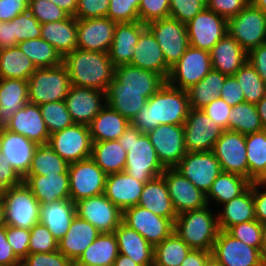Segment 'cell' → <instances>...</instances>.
<instances>
[{
    "label": "cell",
    "instance_id": "70",
    "mask_svg": "<svg viewBox=\"0 0 266 266\" xmlns=\"http://www.w3.org/2000/svg\"><path fill=\"white\" fill-rule=\"evenodd\" d=\"M18 45L16 37H13L12 20L0 23V49L15 47Z\"/></svg>",
    "mask_w": 266,
    "mask_h": 266
},
{
    "label": "cell",
    "instance_id": "45",
    "mask_svg": "<svg viewBox=\"0 0 266 266\" xmlns=\"http://www.w3.org/2000/svg\"><path fill=\"white\" fill-rule=\"evenodd\" d=\"M69 163L62 159L49 145H38L27 175L68 174Z\"/></svg>",
    "mask_w": 266,
    "mask_h": 266
},
{
    "label": "cell",
    "instance_id": "30",
    "mask_svg": "<svg viewBox=\"0 0 266 266\" xmlns=\"http://www.w3.org/2000/svg\"><path fill=\"white\" fill-rule=\"evenodd\" d=\"M23 182L31 189L40 204L70 199L68 174L26 175Z\"/></svg>",
    "mask_w": 266,
    "mask_h": 266
},
{
    "label": "cell",
    "instance_id": "12",
    "mask_svg": "<svg viewBox=\"0 0 266 266\" xmlns=\"http://www.w3.org/2000/svg\"><path fill=\"white\" fill-rule=\"evenodd\" d=\"M184 126L187 152L212 151L224 129L206 115L202 109L190 108Z\"/></svg>",
    "mask_w": 266,
    "mask_h": 266
},
{
    "label": "cell",
    "instance_id": "32",
    "mask_svg": "<svg viewBox=\"0 0 266 266\" xmlns=\"http://www.w3.org/2000/svg\"><path fill=\"white\" fill-rule=\"evenodd\" d=\"M212 68L226 75H234L247 61V52L229 33L211 49Z\"/></svg>",
    "mask_w": 266,
    "mask_h": 266
},
{
    "label": "cell",
    "instance_id": "47",
    "mask_svg": "<svg viewBox=\"0 0 266 266\" xmlns=\"http://www.w3.org/2000/svg\"><path fill=\"white\" fill-rule=\"evenodd\" d=\"M17 46L36 68H52L62 64L61 55L41 37L19 42Z\"/></svg>",
    "mask_w": 266,
    "mask_h": 266
},
{
    "label": "cell",
    "instance_id": "35",
    "mask_svg": "<svg viewBox=\"0 0 266 266\" xmlns=\"http://www.w3.org/2000/svg\"><path fill=\"white\" fill-rule=\"evenodd\" d=\"M40 37L63 58L77 48V19L69 16L65 20L41 24Z\"/></svg>",
    "mask_w": 266,
    "mask_h": 266
},
{
    "label": "cell",
    "instance_id": "74",
    "mask_svg": "<svg viewBox=\"0 0 266 266\" xmlns=\"http://www.w3.org/2000/svg\"><path fill=\"white\" fill-rule=\"evenodd\" d=\"M113 266H139L126 255L118 254Z\"/></svg>",
    "mask_w": 266,
    "mask_h": 266
},
{
    "label": "cell",
    "instance_id": "21",
    "mask_svg": "<svg viewBox=\"0 0 266 266\" xmlns=\"http://www.w3.org/2000/svg\"><path fill=\"white\" fill-rule=\"evenodd\" d=\"M176 214L198 210L208 205L206 194L200 191L175 168H166L162 173Z\"/></svg>",
    "mask_w": 266,
    "mask_h": 266
},
{
    "label": "cell",
    "instance_id": "42",
    "mask_svg": "<svg viewBox=\"0 0 266 266\" xmlns=\"http://www.w3.org/2000/svg\"><path fill=\"white\" fill-rule=\"evenodd\" d=\"M228 75L212 69L200 82L188 90L190 108L203 109L220 96V91Z\"/></svg>",
    "mask_w": 266,
    "mask_h": 266
},
{
    "label": "cell",
    "instance_id": "58",
    "mask_svg": "<svg viewBox=\"0 0 266 266\" xmlns=\"http://www.w3.org/2000/svg\"><path fill=\"white\" fill-rule=\"evenodd\" d=\"M206 8V0H170V16L182 23H188Z\"/></svg>",
    "mask_w": 266,
    "mask_h": 266
},
{
    "label": "cell",
    "instance_id": "27",
    "mask_svg": "<svg viewBox=\"0 0 266 266\" xmlns=\"http://www.w3.org/2000/svg\"><path fill=\"white\" fill-rule=\"evenodd\" d=\"M144 184L125 171L108 174L104 195L123 212L126 208L138 204Z\"/></svg>",
    "mask_w": 266,
    "mask_h": 266
},
{
    "label": "cell",
    "instance_id": "34",
    "mask_svg": "<svg viewBox=\"0 0 266 266\" xmlns=\"http://www.w3.org/2000/svg\"><path fill=\"white\" fill-rule=\"evenodd\" d=\"M137 205L144 207L155 215L169 218L173 223L177 217L162 175L144 184Z\"/></svg>",
    "mask_w": 266,
    "mask_h": 266
},
{
    "label": "cell",
    "instance_id": "4",
    "mask_svg": "<svg viewBox=\"0 0 266 266\" xmlns=\"http://www.w3.org/2000/svg\"><path fill=\"white\" fill-rule=\"evenodd\" d=\"M174 232L191 248L212 252L219 232L217 214L211 207L189 210L177 215Z\"/></svg>",
    "mask_w": 266,
    "mask_h": 266
},
{
    "label": "cell",
    "instance_id": "61",
    "mask_svg": "<svg viewBox=\"0 0 266 266\" xmlns=\"http://www.w3.org/2000/svg\"><path fill=\"white\" fill-rule=\"evenodd\" d=\"M110 0H77L76 19L107 16Z\"/></svg>",
    "mask_w": 266,
    "mask_h": 266
},
{
    "label": "cell",
    "instance_id": "25",
    "mask_svg": "<svg viewBox=\"0 0 266 266\" xmlns=\"http://www.w3.org/2000/svg\"><path fill=\"white\" fill-rule=\"evenodd\" d=\"M38 145L26 137L0 128V150L13 169L23 179L31 166L35 149Z\"/></svg>",
    "mask_w": 266,
    "mask_h": 266
},
{
    "label": "cell",
    "instance_id": "64",
    "mask_svg": "<svg viewBox=\"0 0 266 266\" xmlns=\"http://www.w3.org/2000/svg\"><path fill=\"white\" fill-rule=\"evenodd\" d=\"M219 97L222 98L231 107L245 102L243 90L233 75L226 77Z\"/></svg>",
    "mask_w": 266,
    "mask_h": 266
},
{
    "label": "cell",
    "instance_id": "50",
    "mask_svg": "<svg viewBox=\"0 0 266 266\" xmlns=\"http://www.w3.org/2000/svg\"><path fill=\"white\" fill-rule=\"evenodd\" d=\"M233 76L243 90L245 102L256 105L266 95V83L248 60Z\"/></svg>",
    "mask_w": 266,
    "mask_h": 266
},
{
    "label": "cell",
    "instance_id": "26",
    "mask_svg": "<svg viewBox=\"0 0 266 266\" xmlns=\"http://www.w3.org/2000/svg\"><path fill=\"white\" fill-rule=\"evenodd\" d=\"M129 65L157 73L167 80L171 68L167 65L162 49L148 27L140 33Z\"/></svg>",
    "mask_w": 266,
    "mask_h": 266
},
{
    "label": "cell",
    "instance_id": "11",
    "mask_svg": "<svg viewBox=\"0 0 266 266\" xmlns=\"http://www.w3.org/2000/svg\"><path fill=\"white\" fill-rule=\"evenodd\" d=\"M48 143L69 164L91 157L93 142L87 125L73 123L51 134Z\"/></svg>",
    "mask_w": 266,
    "mask_h": 266
},
{
    "label": "cell",
    "instance_id": "66",
    "mask_svg": "<svg viewBox=\"0 0 266 266\" xmlns=\"http://www.w3.org/2000/svg\"><path fill=\"white\" fill-rule=\"evenodd\" d=\"M29 0H0V20L11 21L28 10Z\"/></svg>",
    "mask_w": 266,
    "mask_h": 266
},
{
    "label": "cell",
    "instance_id": "59",
    "mask_svg": "<svg viewBox=\"0 0 266 266\" xmlns=\"http://www.w3.org/2000/svg\"><path fill=\"white\" fill-rule=\"evenodd\" d=\"M8 244L16 257L22 261L29 254L30 230L5 225Z\"/></svg>",
    "mask_w": 266,
    "mask_h": 266
},
{
    "label": "cell",
    "instance_id": "14",
    "mask_svg": "<svg viewBox=\"0 0 266 266\" xmlns=\"http://www.w3.org/2000/svg\"><path fill=\"white\" fill-rule=\"evenodd\" d=\"M174 168L205 194L222 172L220 162L212 151L187 152Z\"/></svg>",
    "mask_w": 266,
    "mask_h": 266
},
{
    "label": "cell",
    "instance_id": "76",
    "mask_svg": "<svg viewBox=\"0 0 266 266\" xmlns=\"http://www.w3.org/2000/svg\"><path fill=\"white\" fill-rule=\"evenodd\" d=\"M251 3L266 14V0H250Z\"/></svg>",
    "mask_w": 266,
    "mask_h": 266
},
{
    "label": "cell",
    "instance_id": "75",
    "mask_svg": "<svg viewBox=\"0 0 266 266\" xmlns=\"http://www.w3.org/2000/svg\"><path fill=\"white\" fill-rule=\"evenodd\" d=\"M261 256L264 265H266V223L263 224V240H262V247H261Z\"/></svg>",
    "mask_w": 266,
    "mask_h": 266
},
{
    "label": "cell",
    "instance_id": "39",
    "mask_svg": "<svg viewBox=\"0 0 266 266\" xmlns=\"http://www.w3.org/2000/svg\"><path fill=\"white\" fill-rule=\"evenodd\" d=\"M118 254L115 234L101 233L83 252L74 266H113Z\"/></svg>",
    "mask_w": 266,
    "mask_h": 266
},
{
    "label": "cell",
    "instance_id": "71",
    "mask_svg": "<svg viewBox=\"0 0 266 266\" xmlns=\"http://www.w3.org/2000/svg\"><path fill=\"white\" fill-rule=\"evenodd\" d=\"M212 252L202 249H191L180 266H204Z\"/></svg>",
    "mask_w": 266,
    "mask_h": 266
},
{
    "label": "cell",
    "instance_id": "52",
    "mask_svg": "<svg viewBox=\"0 0 266 266\" xmlns=\"http://www.w3.org/2000/svg\"><path fill=\"white\" fill-rule=\"evenodd\" d=\"M227 232L234 238L246 245L257 248L261 251L263 240V224L258 220L236 224L230 227Z\"/></svg>",
    "mask_w": 266,
    "mask_h": 266
},
{
    "label": "cell",
    "instance_id": "67",
    "mask_svg": "<svg viewBox=\"0 0 266 266\" xmlns=\"http://www.w3.org/2000/svg\"><path fill=\"white\" fill-rule=\"evenodd\" d=\"M247 60L266 83V43L252 48L247 53Z\"/></svg>",
    "mask_w": 266,
    "mask_h": 266
},
{
    "label": "cell",
    "instance_id": "1",
    "mask_svg": "<svg viewBox=\"0 0 266 266\" xmlns=\"http://www.w3.org/2000/svg\"><path fill=\"white\" fill-rule=\"evenodd\" d=\"M190 111L187 90L175 88L167 82L148 100L131 120L142 133L158 125H183Z\"/></svg>",
    "mask_w": 266,
    "mask_h": 266
},
{
    "label": "cell",
    "instance_id": "40",
    "mask_svg": "<svg viewBox=\"0 0 266 266\" xmlns=\"http://www.w3.org/2000/svg\"><path fill=\"white\" fill-rule=\"evenodd\" d=\"M251 181L237 174L221 172L214 180L211 188L206 194L208 205H223L244 193L251 185Z\"/></svg>",
    "mask_w": 266,
    "mask_h": 266
},
{
    "label": "cell",
    "instance_id": "15",
    "mask_svg": "<svg viewBox=\"0 0 266 266\" xmlns=\"http://www.w3.org/2000/svg\"><path fill=\"white\" fill-rule=\"evenodd\" d=\"M76 215L88 221L100 233H113L123 219V212L104 194L75 203Z\"/></svg>",
    "mask_w": 266,
    "mask_h": 266
},
{
    "label": "cell",
    "instance_id": "3",
    "mask_svg": "<svg viewBox=\"0 0 266 266\" xmlns=\"http://www.w3.org/2000/svg\"><path fill=\"white\" fill-rule=\"evenodd\" d=\"M118 141L127 152L124 171L129 176L146 183L162 175L166 168L159 161L147 133L129 124Z\"/></svg>",
    "mask_w": 266,
    "mask_h": 266
},
{
    "label": "cell",
    "instance_id": "22",
    "mask_svg": "<svg viewBox=\"0 0 266 266\" xmlns=\"http://www.w3.org/2000/svg\"><path fill=\"white\" fill-rule=\"evenodd\" d=\"M64 101L72 121L88 126L106 105V92L72 85Z\"/></svg>",
    "mask_w": 266,
    "mask_h": 266
},
{
    "label": "cell",
    "instance_id": "56",
    "mask_svg": "<svg viewBox=\"0 0 266 266\" xmlns=\"http://www.w3.org/2000/svg\"><path fill=\"white\" fill-rule=\"evenodd\" d=\"M140 2L141 0H110L107 17L116 23L139 21Z\"/></svg>",
    "mask_w": 266,
    "mask_h": 266
},
{
    "label": "cell",
    "instance_id": "54",
    "mask_svg": "<svg viewBox=\"0 0 266 266\" xmlns=\"http://www.w3.org/2000/svg\"><path fill=\"white\" fill-rule=\"evenodd\" d=\"M28 11L40 24L65 20L70 16L50 0H29Z\"/></svg>",
    "mask_w": 266,
    "mask_h": 266
},
{
    "label": "cell",
    "instance_id": "33",
    "mask_svg": "<svg viewBox=\"0 0 266 266\" xmlns=\"http://www.w3.org/2000/svg\"><path fill=\"white\" fill-rule=\"evenodd\" d=\"M75 216L76 206L71 199L40 204L39 222L46 226L58 242L68 232Z\"/></svg>",
    "mask_w": 266,
    "mask_h": 266
},
{
    "label": "cell",
    "instance_id": "55",
    "mask_svg": "<svg viewBox=\"0 0 266 266\" xmlns=\"http://www.w3.org/2000/svg\"><path fill=\"white\" fill-rule=\"evenodd\" d=\"M58 243L42 223L38 222L30 229L29 254L57 251Z\"/></svg>",
    "mask_w": 266,
    "mask_h": 266
},
{
    "label": "cell",
    "instance_id": "44",
    "mask_svg": "<svg viewBox=\"0 0 266 266\" xmlns=\"http://www.w3.org/2000/svg\"><path fill=\"white\" fill-rule=\"evenodd\" d=\"M248 179L258 182L266 173V129L245 135Z\"/></svg>",
    "mask_w": 266,
    "mask_h": 266
},
{
    "label": "cell",
    "instance_id": "17",
    "mask_svg": "<svg viewBox=\"0 0 266 266\" xmlns=\"http://www.w3.org/2000/svg\"><path fill=\"white\" fill-rule=\"evenodd\" d=\"M122 221L153 246L161 243L174 231V223L169 218L155 215L139 205L126 208Z\"/></svg>",
    "mask_w": 266,
    "mask_h": 266
},
{
    "label": "cell",
    "instance_id": "63",
    "mask_svg": "<svg viewBox=\"0 0 266 266\" xmlns=\"http://www.w3.org/2000/svg\"><path fill=\"white\" fill-rule=\"evenodd\" d=\"M202 111L224 130H228V118L231 106L228 105L222 98L217 97L205 106Z\"/></svg>",
    "mask_w": 266,
    "mask_h": 266
},
{
    "label": "cell",
    "instance_id": "24",
    "mask_svg": "<svg viewBox=\"0 0 266 266\" xmlns=\"http://www.w3.org/2000/svg\"><path fill=\"white\" fill-rule=\"evenodd\" d=\"M3 127L26 137L37 145L49 142L50 134L43 120L40 106L37 104L26 103Z\"/></svg>",
    "mask_w": 266,
    "mask_h": 266
},
{
    "label": "cell",
    "instance_id": "48",
    "mask_svg": "<svg viewBox=\"0 0 266 266\" xmlns=\"http://www.w3.org/2000/svg\"><path fill=\"white\" fill-rule=\"evenodd\" d=\"M263 129L264 128L255 104L242 102L231 107L228 118L229 131L248 135L254 132L262 131Z\"/></svg>",
    "mask_w": 266,
    "mask_h": 266
},
{
    "label": "cell",
    "instance_id": "38",
    "mask_svg": "<svg viewBox=\"0 0 266 266\" xmlns=\"http://www.w3.org/2000/svg\"><path fill=\"white\" fill-rule=\"evenodd\" d=\"M221 206L217 213L219 230L227 231L236 224L256 220L252 183L244 193Z\"/></svg>",
    "mask_w": 266,
    "mask_h": 266
},
{
    "label": "cell",
    "instance_id": "5",
    "mask_svg": "<svg viewBox=\"0 0 266 266\" xmlns=\"http://www.w3.org/2000/svg\"><path fill=\"white\" fill-rule=\"evenodd\" d=\"M27 81L28 102L37 105L64 101L72 86L63 64L52 68H37Z\"/></svg>",
    "mask_w": 266,
    "mask_h": 266
},
{
    "label": "cell",
    "instance_id": "53",
    "mask_svg": "<svg viewBox=\"0 0 266 266\" xmlns=\"http://www.w3.org/2000/svg\"><path fill=\"white\" fill-rule=\"evenodd\" d=\"M12 31L13 37H16L18 43L36 39L41 36V24L27 10L12 19Z\"/></svg>",
    "mask_w": 266,
    "mask_h": 266
},
{
    "label": "cell",
    "instance_id": "43",
    "mask_svg": "<svg viewBox=\"0 0 266 266\" xmlns=\"http://www.w3.org/2000/svg\"><path fill=\"white\" fill-rule=\"evenodd\" d=\"M36 69L18 46L0 49V79L28 80Z\"/></svg>",
    "mask_w": 266,
    "mask_h": 266
},
{
    "label": "cell",
    "instance_id": "18",
    "mask_svg": "<svg viewBox=\"0 0 266 266\" xmlns=\"http://www.w3.org/2000/svg\"><path fill=\"white\" fill-rule=\"evenodd\" d=\"M212 152L220 162L222 172L237 174L248 179L245 135L224 130L214 144Z\"/></svg>",
    "mask_w": 266,
    "mask_h": 266
},
{
    "label": "cell",
    "instance_id": "73",
    "mask_svg": "<svg viewBox=\"0 0 266 266\" xmlns=\"http://www.w3.org/2000/svg\"><path fill=\"white\" fill-rule=\"evenodd\" d=\"M256 108L260 116L263 128L266 129V95L258 101Z\"/></svg>",
    "mask_w": 266,
    "mask_h": 266
},
{
    "label": "cell",
    "instance_id": "16",
    "mask_svg": "<svg viewBox=\"0 0 266 266\" xmlns=\"http://www.w3.org/2000/svg\"><path fill=\"white\" fill-rule=\"evenodd\" d=\"M147 135L165 168H174L187 153L183 125H158Z\"/></svg>",
    "mask_w": 266,
    "mask_h": 266
},
{
    "label": "cell",
    "instance_id": "28",
    "mask_svg": "<svg viewBox=\"0 0 266 266\" xmlns=\"http://www.w3.org/2000/svg\"><path fill=\"white\" fill-rule=\"evenodd\" d=\"M101 233L85 219L76 215L68 232L58 243V250L73 263Z\"/></svg>",
    "mask_w": 266,
    "mask_h": 266
},
{
    "label": "cell",
    "instance_id": "2",
    "mask_svg": "<svg viewBox=\"0 0 266 266\" xmlns=\"http://www.w3.org/2000/svg\"><path fill=\"white\" fill-rule=\"evenodd\" d=\"M71 85L89 87L106 92L114 78L115 66L108 53L76 48L63 57Z\"/></svg>",
    "mask_w": 266,
    "mask_h": 266
},
{
    "label": "cell",
    "instance_id": "31",
    "mask_svg": "<svg viewBox=\"0 0 266 266\" xmlns=\"http://www.w3.org/2000/svg\"><path fill=\"white\" fill-rule=\"evenodd\" d=\"M117 239L118 252L131 258L139 266H153L154 246L123 221L113 232Z\"/></svg>",
    "mask_w": 266,
    "mask_h": 266
},
{
    "label": "cell",
    "instance_id": "78",
    "mask_svg": "<svg viewBox=\"0 0 266 266\" xmlns=\"http://www.w3.org/2000/svg\"><path fill=\"white\" fill-rule=\"evenodd\" d=\"M5 213H4V204L2 197L0 195V228L5 226Z\"/></svg>",
    "mask_w": 266,
    "mask_h": 266
},
{
    "label": "cell",
    "instance_id": "51",
    "mask_svg": "<svg viewBox=\"0 0 266 266\" xmlns=\"http://www.w3.org/2000/svg\"><path fill=\"white\" fill-rule=\"evenodd\" d=\"M39 106L46 128L50 135L54 132L65 129L74 123L69 111L67 110L65 101H54L44 103Z\"/></svg>",
    "mask_w": 266,
    "mask_h": 266
},
{
    "label": "cell",
    "instance_id": "65",
    "mask_svg": "<svg viewBox=\"0 0 266 266\" xmlns=\"http://www.w3.org/2000/svg\"><path fill=\"white\" fill-rule=\"evenodd\" d=\"M23 182V179L13 169L9 161L5 158L0 150V191L18 186Z\"/></svg>",
    "mask_w": 266,
    "mask_h": 266
},
{
    "label": "cell",
    "instance_id": "13",
    "mask_svg": "<svg viewBox=\"0 0 266 266\" xmlns=\"http://www.w3.org/2000/svg\"><path fill=\"white\" fill-rule=\"evenodd\" d=\"M189 46L210 52L228 33V20L205 8L187 24Z\"/></svg>",
    "mask_w": 266,
    "mask_h": 266
},
{
    "label": "cell",
    "instance_id": "23",
    "mask_svg": "<svg viewBox=\"0 0 266 266\" xmlns=\"http://www.w3.org/2000/svg\"><path fill=\"white\" fill-rule=\"evenodd\" d=\"M116 24L107 16L77 19V48L108 53Z\"/></svg>",
    "mask_w": 266,
    "mask_h": 266
},
{
    "label": "cell",
    "instance_id": "46",
    "mask_svg": "<svg viewBox=\"0 0 266 266\" xmlns=\"http://www.w3.org/2000/svg\"><path fill=\"white\" fill-rule=\"evenodd\" d=\"M191 248L173 231L154 246L153 266H180Z\"/></svg>",
    "mask_w": 266,
    "mask_h": 266
},
{
    "label": "cell",
    "instance_id": "62",
    "mask_svg": "<svg viewBox=\"0 0 266 266\" xmlns=\"http://www.w3.org/2000/svg\"><path fill=\"white\" fill-rule=\"evenodd\" d=\"M250 2V0H206V8L229 20Z\"/></svg>",
    "mask_w": 266,
    "mask_h": 266
},
{
    "label": "cell",
    "instance_id": "37",
    "mask_svg": "<svg viewBox=\"0 0 266 266\" xmlns=\"http://www.w3.org/2000/svg\"><path fill=\"white\" fill-rule=\"evenodd\" d=\"M28 103V81L0 79V126L9 122L13 115Z\"/></svg>",
    "mask_w": 266,
    "mask_h": 266
},
{
    "label": "cell",
    "instance_id": "9",
    "mask_svg": "<svg viewBox=\"0 0 266 266\" xmlns=\"http://www.w3.org/2000/svg\"><path fill=\"white\" fill-rule=\"evenodd\" d=\"M212 69L210 52L189 46L178 62L171 67L166 82L175 88L188 90Z\"/></svg>",
    "mask_w": 266,
    "mask_h": 266
},
{
    "label": "cell",
    "instance_id": "19",
    "mask_svg": "<svg viewBox=\"0 0 266 266\" xmlns=\"http://www.w3.org/2000/svg\"><path fill=\"white\" fill-rule=\"evenodd\" d=\"M212 255L222 266H265L261 251L219 230Z\"/></svg>",
    "mask_w": 266,
    "mask_h": 266
},
{
    "label": "cell",
    "instance_id": "57",
    "mask_svg": "<svg viewBox=\"0 0 266 266\" xmlns=\"http://www.w3.org/2000/svg\"><path fill=\"white\" fill-rule=\"evenodd\" d=\"M139 21L143 24L170 16V0H141L138 7Z\"/></svg>",
    "mask_w": 266,
    "mask_h": 266
},
{
    "label": "cell",
    "instance_id": "68",
    "mask_svg": "<svg viewBox=\"0 0 266 266\" xmlns=\"http://www.w3.org/2000/svg\"><path fill=\"white\" fill-rule=\"evenodd\" d=\"M0 266H21V261L8 244L5 226L0 228Z\"/></svg>",
    "mask_w": 266,
    "mask_h": 266
},
{
    "label": "cell",
    "instance_id": "60",
    "mask_svg": "<svg viewBox=\"0 0 266 266\" xmlns=\"http://www.w3.org/2000/svg\"><path fill=\"white\" fill-rule=\"evenodd\" d=\"M21 266H74V263L57 250L51 253L28 254L21 261Z\"/></svg>",
    "mask_w": 266,
    "mask_h": 266
},
{
    "label": "cell",
    "instance_id": "69",
    "mask_svg": "<svg viewBox=\"0 0 266 266\" xmlns=\"http://www.w3.org/2000/svg\"><path fill=\"white\" fill-rule=\"evenodd\" d=\"M258 182H252V193L255 208V218L260 223H266V187L265 191L260 188ZM261 189V190H260Z\"/></svg>",
    "mask_w": 266,
    "mask_h": 266
},
{
    "label": "cell",
    "instance_id": "20",
    "mask_svg": "<svg viewBox=\"0 0 266 266\" xmlns=\"http://www.w3.org/2000/svg\"><path fill=\"white\" fill-rule=\"evenodd\" d=\"M166 80L159 74L131 65L116 66L114 78L107 91H146V98L153 96Z\"/></svg>",
    "mask_w": 266,
    "mask_h": 266
},
{
    "label": "cell",
    "instance_id": "10",
    "mask_svg": "<svg viewBox=\"0 0 266 266\" xmlns=\"http://www.w3.org/2000/svg\"><path fill=\"white\" fill-rule=\"evenodd\" d=\"M146 26L154 34L165 61L171 68L189 47L186 23L168 17L149 22Z\"/></svg>",
    "mask_w": 266,
    "mask_h": 266
},
{
    "label": "cell",
    "instance_id": "29",
    "mask_svg": "<svg viewBox=\"0 0 266 266\" xmlns=\"http://www.w3.org/2000/svg\"><path fill=\"white\" fill-rule=\"evenodd\" d=\"M146 27V24L140 21L116 24L113 41L108 51V56L115 67L130 64L140 33Z\"/></svg>",
    "mask_w": 266,
    "mask_h": 266
},
{
    "label": "cell",
    "instance_id": "36",
    "mask_svg": "<svg viewBox=\"0 0 266 266\" xmlns=\"http://www.w3.org/2000/svg\"><path fill=\"white\" fill-rule=\"evenodd\" d=\"M131 122L105 105L88 125L92 142L118 140Z\"/></svg>",
    "mask_w": 266,
    "mask_h": 266
},
{
    "label": "cell",
    "instance_id": "49",
    "mask_svg": "<svg viewBox=\"0 0 266 266\" xmlns=\"http://www.w3.org/2000/svg\"><path fill=\"white\" fill-rule=\"evenodd\" d=\"M146 91H106V104L130 122L147 103Z\"/></svg>",
    "mask_w": 266,
    "mask_h": 266
},
{
    "label": "cell",
    "instance_id": "6",
    "mask_svg": "<svg viewBox=\"0 0 266 266\" xmlns=\"http://www.w3.org/2000/svg\"><path fill=\"white\" fill-rule=\"evenodd\" d=\"M0 195L6 225L30 230L39 222L40 203L25 182L0 191Z\"/></svg>",
    "mask_w": 266,
    "mask_h": 266
},
{
    "label": "cell",
    "instance_id": "8",
    "mask_svg": "<svg viewBox=\"0 0 266 266\" xmlns=\"http://www.w3.org/2000/svg\"><path fill=\"white\" fill-rule=\"evenodd\" d=\"M70 199L76 203L88 197L104 194L107 174L87 158L69 164Z\"/></svg>",
    "mask_w": 266,
    "mask_h": 266
},
{
    "label": "cell",
    "instance_id": "79",
    "mask_svg": "<svg viewBox=\"0 0 266 266\" xmlns=\"http://www.w3.org/2000/svg\"><path fill=\"white\" fill-rule=\"evenodd\" d=\"M260 183L261 188L266 187V173L262 176V178L258 181Z\"/></svg>",
    "mask_w": 266,
    "mask_h": 266
},
{
    "label": "cell",
    "instance_id": "72",
    "mask_svg": "<svg viewBox=\"0 0 266 266\" xmlns=\"http://www.w3.org/2000/svg\"><path fill=\"white\" fill-rule=\"evenodd\" d=\"M58 7L66 11L70 16H75L77 9V0H50Z\"/></svg>",
    "mask_w": 266,
    "mask_h": 266
},
{
    "label": "cell",
    "instance_id": "77",
    "mask_svg": "<svg viewBox=\"0 0 266 266\" xmlns=\"http://www.w3.org/2000/svg\"><path fill=\"white\" fill-rule=\"evenodd\" d=\"M204 266H222L221 263L211 254L204 263Z\"/></svg>",
    "mask_w": 266,
    "mask_h": 266
},
{
    "label": "cell",
    "instance_id": "41",
    "mask_svg": "<svg viewBox=\"0 0 266 266\" xmlns=\"http://www.w3.org/2000/svg\"><path fill=\"white\" fill-rule=\"evenodd\" d=\"M126 154L118 140L92 143L91 158L107 175L124 171Z\"/></svg>",
    "mask_w": 266,
    "mask_h": 266
},
{
    "label": "cell",
    "instance_id": "7",
    "mask_svg": "<svg viewBox=\"0 0 266 266\" xmlns=\"http://www.w3.org/2000/svg\"><path fill=\"white\" fill-rule=\"evenodd\" d=\"M228 33L248 53L266 43V14L251 2L228 20Z\"/></svg>",
    "mask_w": 266,
    "mask_h": 266
}]
</instances>
